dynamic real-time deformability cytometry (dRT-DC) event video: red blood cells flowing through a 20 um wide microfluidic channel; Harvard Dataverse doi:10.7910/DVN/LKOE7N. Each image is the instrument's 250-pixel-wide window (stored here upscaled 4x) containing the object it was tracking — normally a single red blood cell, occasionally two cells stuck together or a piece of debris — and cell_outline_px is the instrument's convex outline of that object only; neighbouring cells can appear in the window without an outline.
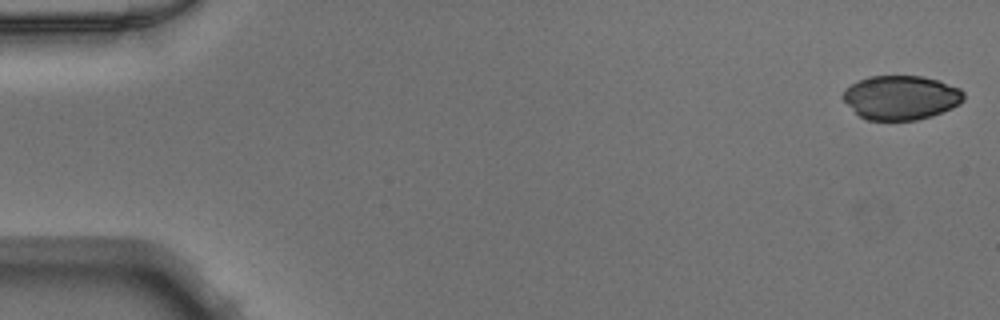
{"species": "Egyptian fruit bat (a non-hibernating species)", "species_latin": "Rousettus aegyptiacus", "temperature_condition": "warm", "stored_images_in_passage": 8, "camera_frame_rate_fps": 3000, "um_per_image_px": 0.085, "animal": {"sex": "male"}, "frame": {"image": 1, "passage_image": 1, "time_ms": 0.0, "image_size_px": [1000, 320], "cell_outline_px": [[964, 100], [960, 104], [952, 108], [932, 116], [916, 120], [868, 120], [860, 116], [840, 96], [852, 84], [868, 76], [924, 76], [940, 80], [960, 88], [964, 92]], "centroid_in_image_um": [76.63, 8.28], "position_along_channel_um": 8.4, "area_um2": 31.1}}